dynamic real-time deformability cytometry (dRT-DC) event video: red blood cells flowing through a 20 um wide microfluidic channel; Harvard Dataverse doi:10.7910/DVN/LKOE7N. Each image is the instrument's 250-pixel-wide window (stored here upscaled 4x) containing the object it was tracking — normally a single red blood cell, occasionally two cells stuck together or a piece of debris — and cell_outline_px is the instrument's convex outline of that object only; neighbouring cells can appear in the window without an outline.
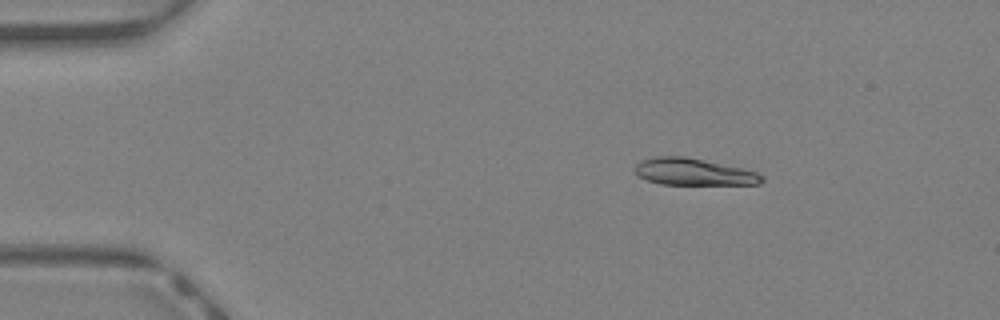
{"species": "Egyptian fruit bat (a non-hibernating species)", "species_latin": "Rousettus aegyptiacus", "temperature_condition": "warm", "stored_images_in_passage": 39, "camera_frame_rate_fps": 3000, "um_per_image_px": 0.085, "animal": {"sex": "female"}, "frame": {"image": 1, "passage_image": 3, "time_ms": 0.667, "image_size_px": [1000, 320], "cell_outline_px": [[764, 180], [760, 184], [660, 184], [648, 180], [640, 176], [632, 168], [640, 160], [656, 156], [684, 156], [744, 168], [756, 172], [764, 176]], "centroid_in_image_um": [58.95, 14.6], "position_along_channel_um": 26.0, "area_um2": 19.88}}
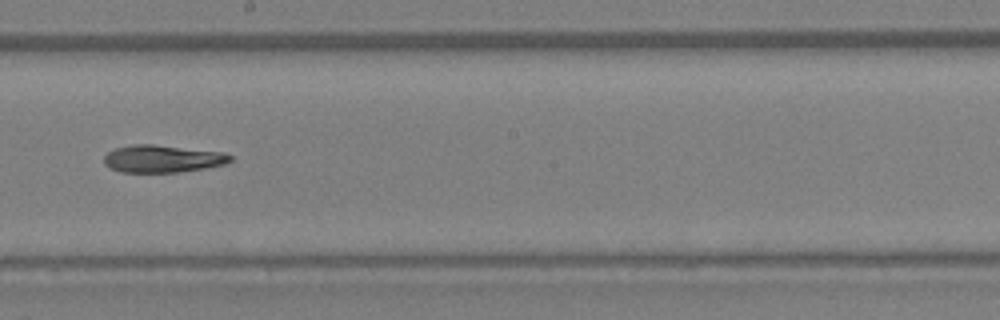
{"frame": {"image": 2, "passage_image": 21, "time_ms": 6.667, "image_size_px": [1000, 320], "cell_outline_px": [[232, 160], [224, 164], [204, 168], [176, 172], [120, 172], [104, 164], [104, 156], [108, 152], [116, 148], [132, 144], [152, 144], [224, 152], [232, 156]], "centroid_in_image_um": [13.8, 13.49], "position_along_channel_um": 234.4, "area_um2": 20.06}}
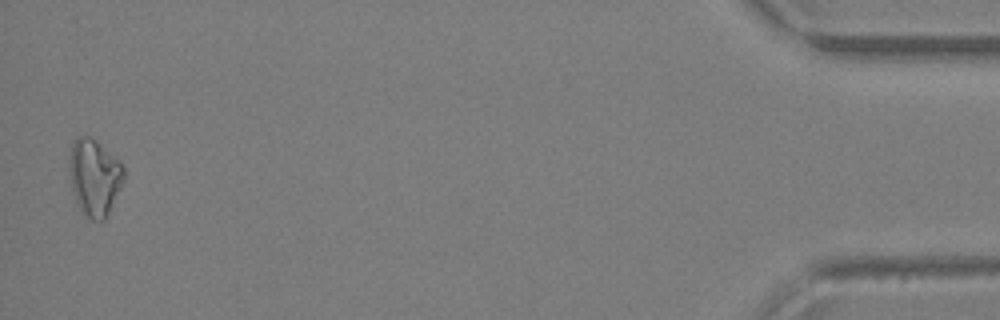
{"frame": {"image": 3, "passage_image": 39, "time_ms": 12.667, "image_size_px": [1000, 320], "cell_outline_px": [[124, 180], [104, 220], [92, 220], [84, 216], [80, 212], [76, 204], [72, 192], [68, 168], [68, 156], [72, 144], [76, 136], [92, 136], [124, 168]], "centroid_in_image_um": [7.96, 15.07], "position_along_channel_um": 427.2, "area_um2": 24.45}, "authors_computed_cell_mechanics": {"area_um2": 20.519, "velocity_mm_per_s": 4.7082, "shape_relaxation_time_tau1_ms": 7.3047, "shape_relaxation_time_tau2_ms": null, "deformation_change_tau1": 0.2057, "deformation_change_tau2": null}}